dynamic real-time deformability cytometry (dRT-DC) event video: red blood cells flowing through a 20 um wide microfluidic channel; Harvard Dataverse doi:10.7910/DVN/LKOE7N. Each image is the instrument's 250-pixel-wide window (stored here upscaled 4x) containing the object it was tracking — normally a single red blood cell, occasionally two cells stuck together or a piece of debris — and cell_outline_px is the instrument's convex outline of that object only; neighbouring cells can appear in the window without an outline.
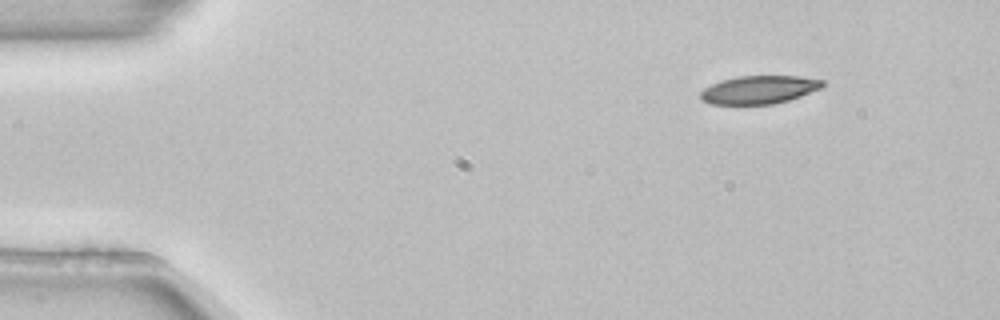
{"species": "common noctule bat (a hibernating species)", "species_latin": "Nyctalus noctula", "temperature_condition": "room temperature", "stored_images_in_passage": 3, "camera_frame_rate_fps": 3000, "um_per_image_px": 0.085, "animal": {"sex": "female", "body_mass_g": 22.7, "forearm_length_mm": 54.2}, "frame": {"image": 1, "passage_image": 1, "time_ms": 0.0, "image_size_px": [1000, 320], "cell_outline_px": [[824, 84], [820, 88], [800, 96], [788, 100], [772, 104], [712, 104], [700, 100], [700, 92], [704, 88], [720, 80], [740, 76], [796, 76], [824, 80]], "centroid_in_image_um": [64.48, 7.62], "position_along_channel_um": 20.5, "area_um2": 19.88}}